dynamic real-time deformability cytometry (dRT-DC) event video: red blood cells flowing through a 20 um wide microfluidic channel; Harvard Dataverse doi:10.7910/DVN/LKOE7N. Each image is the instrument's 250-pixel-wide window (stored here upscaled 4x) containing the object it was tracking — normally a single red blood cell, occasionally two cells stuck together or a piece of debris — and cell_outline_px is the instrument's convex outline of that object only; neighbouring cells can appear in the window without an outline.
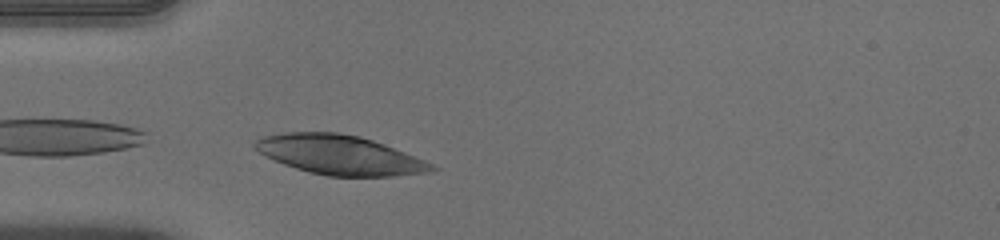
{"species": "human", "species_latin": "Homo sapiens", "temperature_condition": "warm", "stored_images_in_passage": 23, "camera_frame_rate_fps": 3000, "um_per_image_px": 0.085, "donor": {"sex": "male"}, "frame": {"image": 1, "passage_image": 2, "time_ms": 0.333, "image_size_px": [1000, 240], "cell_outline_px": [[440, 168], [432, 172], [392, 176], [328, 176], [308, 172], [284, 164], [264, 156], [252, 148], [252, 144], [260, 136], [288, 132], [336, 132], [360, 136], [384, 144], [424, 160]], "centroid_in_image_um": [28.83, 13.16], "position_along_channel_um": 56.2, "area_um2": 40.69}}
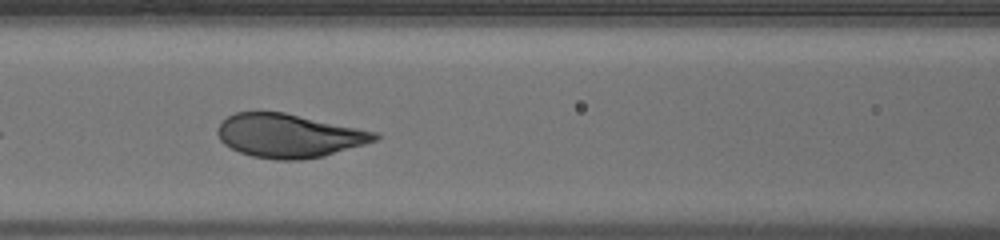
{"frame": {"image": 2, "passage_image": 9, "time_ms": 2.667, "image_size_px": [1000, 240], "cell_outline_px": [[380, 136], [376, 140], [364, 144], [324, 156], [300, 160], [276, 160], [252, 156], [240, 152], [224, 144], [220, 140], [216, 132], [216, 128], [228, 116], [236, 112], [284, 112], [380, 132]], "centroid_in_image_um": [24.57, 11.53], "position_along_channel_um": 142.0, "area_um2": 40.06}}
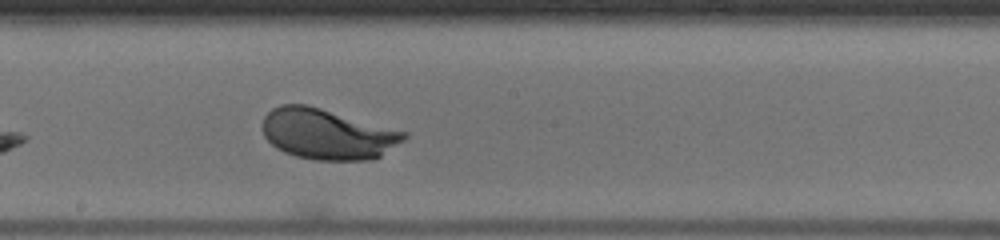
{"frame": {"image": 3, "passage_image": 15, "time_ms": 4.667, "image_size_px": [1000, 240], "cell_outline_px": [[408, 136], [404, 140], [380, 156], [368, 160], [312, 160], [296, 156], [284, 152], [276, 148], [264, 136], [264, 116], [272, 108], [280, 104], [308, 104], [408, 132]], "centroid_in_image_um": [27.83, 11.39], "position_along_channel_um": 220.4, "area_um2": 41.79}}